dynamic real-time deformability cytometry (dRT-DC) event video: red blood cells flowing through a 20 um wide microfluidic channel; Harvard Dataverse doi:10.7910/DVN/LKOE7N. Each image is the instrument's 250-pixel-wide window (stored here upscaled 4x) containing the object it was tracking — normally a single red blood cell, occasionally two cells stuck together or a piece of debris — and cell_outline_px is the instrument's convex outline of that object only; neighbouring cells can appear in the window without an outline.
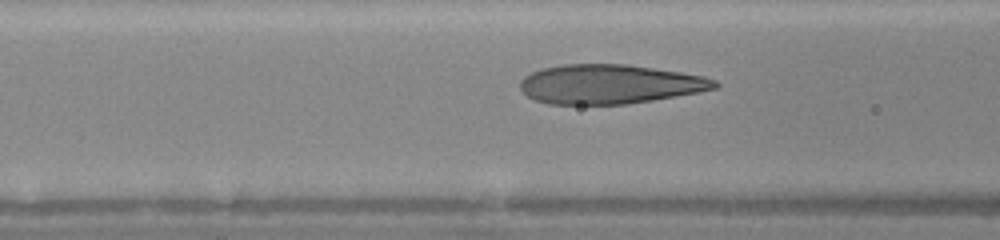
{"species": "human", "species_latin": "Homo sapiens", "temperature_condition": "warm", "stored_images_in_passage": 17, "camera_frame_rate_fps": 3000, "um_per_image_px": 0.085, "donor": {"sex": "female"}, "frame": {"image": 1, "passage_image": 15, "time_ms": 4.667, "image_size_px": [1000, 240], "cell_outline_px": [[720, 84], [716, 88], [676, 96], [652, 100], [624, 104], [548, 104], [536, 100], [528, 96], [520, 88], [520, 80], [524, 76], [540, 68], [560, 64], [624, 64], [680, 72], [704, 76], [716, 80]], "centroid_in_image_um": [51.79, 7.15], "position_along_channel_um": 114.8, "area_um2": 44.45}}